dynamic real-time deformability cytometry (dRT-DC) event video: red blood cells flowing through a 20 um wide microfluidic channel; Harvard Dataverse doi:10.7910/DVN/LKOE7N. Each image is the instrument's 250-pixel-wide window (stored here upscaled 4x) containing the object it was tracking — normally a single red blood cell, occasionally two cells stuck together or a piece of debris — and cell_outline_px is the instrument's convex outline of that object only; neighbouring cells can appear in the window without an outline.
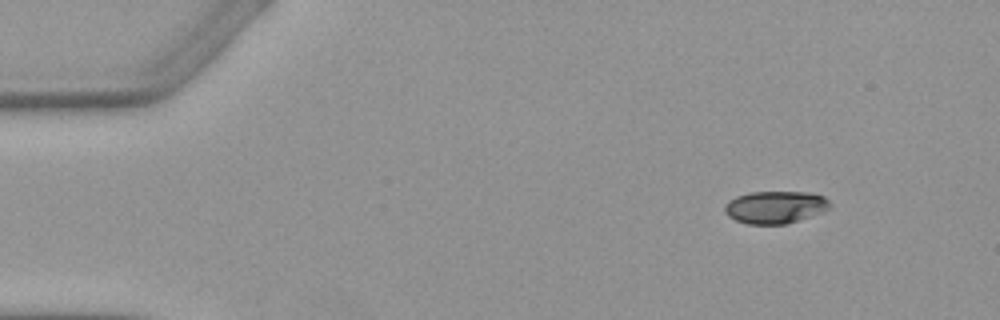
{"species": "Egyptian fruit bat (a non-hibernating species)", "species_latin": "Rousettus aegyptiacus", "temperature_condition": "warm", "stored_images_in_passage": 3, "camera_frame_rate_fps": 3000, "um_per_image_px": 0.085, "animal": {"sex": "female"}, "frame": {"image": 1, "passage_image": 1, "time_ms": 0.0, "image_size_px": [1000, 320], "cell_outline_px": [[832, 204], [824, 212], [784, 224], [748, 224], [736, 220], [728, 216], [724, 212], [724, 204], [728, 200], [736, 196], [748, 192], [812, 192], [824, 196]], "centroid_in_image_um": [65.88, 17.59], "position_along_channel_um": 19.1, "area_um2": 20.06}}